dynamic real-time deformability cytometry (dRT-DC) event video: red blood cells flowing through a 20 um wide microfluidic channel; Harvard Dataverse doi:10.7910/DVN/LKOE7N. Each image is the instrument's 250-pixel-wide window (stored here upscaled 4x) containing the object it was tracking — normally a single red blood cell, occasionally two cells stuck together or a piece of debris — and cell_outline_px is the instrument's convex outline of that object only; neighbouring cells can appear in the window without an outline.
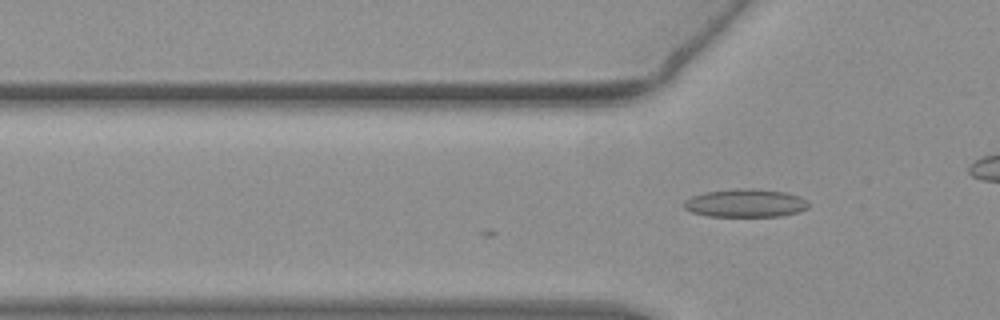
{"species": "common noctule bat (a hibernating species)", "species_latin": "Nyctalus noctula", "temperature_condition": "warm", "stored_images_in_passage": 2, "camera_frame_rate_fps": 3000, "um_per_image_px": 0.085, "animal": {"sex": "female", "body_mass_g": 19.3, "forearm_length_mm": 54.1}, "frame": {"image": 1, "passage_image": 2, "time_ms": 0.333, "image_size_px": [1000, 320], "cell_outline_px": [[808, 208], [796, 212], [780, 216], [708, 216], [692, 212], [684, 208], [684, 200], [692, 196], [704, 192], [736, 188], [752, 188], [788, 192], [800, 196], [808, 200]], "centroid_in_image_um": [63.37, 17.25], "position_along_channel_um": 62.4, "area_um2": 20.58}}